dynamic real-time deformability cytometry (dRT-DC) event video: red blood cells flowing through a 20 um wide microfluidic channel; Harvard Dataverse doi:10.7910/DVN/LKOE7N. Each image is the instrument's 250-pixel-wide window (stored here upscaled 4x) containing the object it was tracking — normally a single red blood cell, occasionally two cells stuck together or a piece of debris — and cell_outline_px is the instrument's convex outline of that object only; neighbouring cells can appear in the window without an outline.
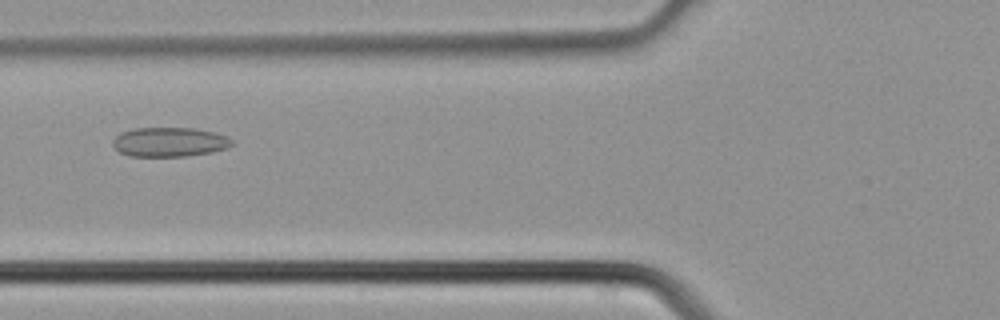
{"species": "common noctule bat (a hibernating species)", "species_latin": "Nyctalus noctula", "temperature_condition": "cold", "stored_images_in_passage": 3, "camera_frame_rate_fps": 3000, "um_per_image_px": 0.085, "animal": {"sex": "male", "body_mass_g": 21.5, "forearm_length_mm": 52.0}, "frame": {"image": 1, "passage_image": 3, "time_ms": 0.667, "image_size_px": [1000, 320], "cell_outline_px": [[232, 144], [228, 148], [212, 152], [188, 156], [128, 156], [120, 152], [112, 144], [112, 140], [120, 132], [136, 128], [192, 128], [212, 132], [228, 136], [232, 140]], "centroid_in_image_um": [14.4, 12.07], "position_along_channel_um": 111.4, "area_um2": 20.4}}